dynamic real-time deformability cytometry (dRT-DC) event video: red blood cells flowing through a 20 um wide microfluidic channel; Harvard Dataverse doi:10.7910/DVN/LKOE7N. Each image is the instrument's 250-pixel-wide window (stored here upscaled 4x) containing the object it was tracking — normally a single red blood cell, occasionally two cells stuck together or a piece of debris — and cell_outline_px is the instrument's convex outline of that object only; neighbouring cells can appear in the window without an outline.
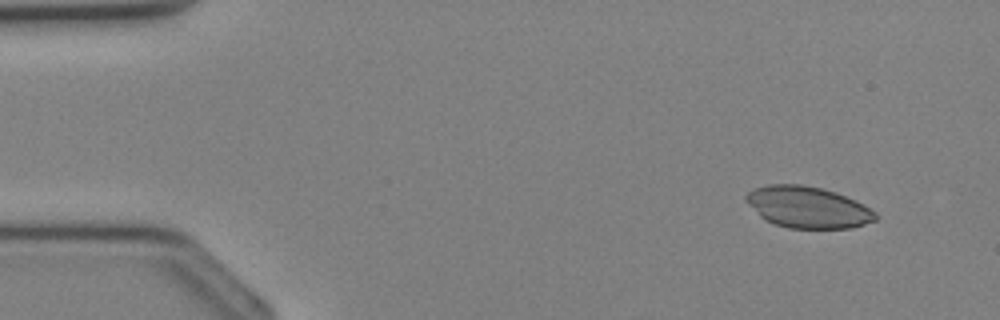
{"species": "Egyptian fruit bat (a non-hibernating species)", "species_latin": "Rousettus aegyptiacus", "temperature_condition": "cold", "stored_images_in_passage": 8, "camera_frame_rate_fps": 3000, "um_per_image_px": 0.085, "animal": {"sex": "female"}, "frame": {"image": 1, "passage_image": 3, "time_ms": 0.667, "image_size_px": [1000, 320], "cell_outline_px": [[876, 220], [864, 224], [848, 228], [788, 228], [764, 220], [744, 200], [744, 196], [748, 192], [756, 188], [768, 184], [800, 184], [820, 188], [836, 192], [856, 200], [876, 212]], "centroid_in_image_um": [68.64, 17.61], "position_along_channel_um": 16.4, "area_um2": 31.21}}